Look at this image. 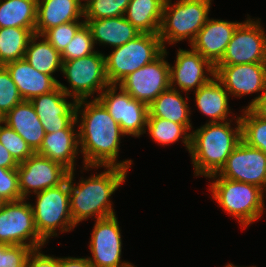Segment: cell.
I'll return each instance as SVG.
<instances>
[{"label":"cell","mask_w":266,"mask_h":267,"mask_svg":"<svg viewBox=\"0 0 266 267\" xmlns=\"http://www.w3.org/2000/svg\"><path fill=\"white\" fill-rule=\"evenodd\" d=\"M76 121L84 171L103 166L131 170L132 160L118 161L121 136L126 135L98 99L77 101Z\"/></svg>","instance_id":"cell-1"},{"label":"cell","mask_w":266,"mask_h":267,"mask_svg":"<svg viewBox=\"0 0 266 267\" xmlns=\"http://www.w3.org/2000/svg\"><path fill=\"white\" fill-rule=\"evenodd\" d=\"M103 168L99 174L81 176L77 184L73 182L75 171L69 172V204L75 226L89 218L99 220L116 215L111 196L125 183L128 170L117 166Z\"/></svg>","instance_id":"cell-2"},{"label":"cell","mask_w":266,"mask_h":267,"mask_svg":"<svg viewBox=\"0 0 266 267\" xmlns=\"http://www.w3.org/2000/svg\"><path fill=\"white\" fill-rule=\"evenodd\" d=\"M224 122H206L192 129L189 155L194 167V175L208 178L217 174L225 165L226 160L242 141L240 117Z\"/></svg>","instance_id":"cell-3"},{"label":"cell","mask_w":266,"mask_h":267,"mask_svg":"<svg viewBox=\"0 0 266 267\" xmlns=\"http://www.w3.org/2000/svg\"><path fill=\"white\" fill-rule=\"evenodd\" d=\"M212 199L230 216L238 220L242 229L261 218L265 209L264 194L259 186L226 179L208 177Z\"/></svg>","instance_id":"cell-4"},{"label":"cell","mask_w":266,"mask_h":267,"mask_svg":"<svg viewBox=\"0 0 266 267\" xmlns=\"http://www.w3.org/2000/svg\"><path fill=\"white\" fill-rule=\"evenodd\" d=\"M213 0H166L159 37L164 49L166 44L188 40L191 44L209 18Z\"/></svg>","instance_id":"cell-5"},{"label":"cell","mask_w":266,"mask_h":267,"mask_svg":"<svg viewBox=\"0 0 266 267\" xmlns=\"http://www.w3.org/2000/svg\"><path fill=\"white\" fill-rule=\"evenodd\" d=\"M111 50L104 54L106 76L110 84L118 85L126 76L157 59L165 49L159 34L141 33Z\"/></svg>","instance_id":"cell-6"},{"label":"cell","mask_w":266,"mask_h":267,"mask_svg":"<svg viewBox=\"0 0 266 267\" xmlns=\"http://www.w3.org/2000/svg\"><path fill=\"white\" fill-rule=\"evenodd\" d=\"M35 195V204H31L35 226L46 242L60 233L74 230L76 226L69 204V175L61 185L48 188ZM57 231H60L59 234Z\"/></svg>","instance_id":"cell-7"},{"label":"cell","mask_w":266,"mask_h":267,"mask_svg":"<svg viewBox=\"0 0 266 267\" xmlns=\"http://www.w3.org/2000/svg\"><path fill=\"white\" fill-rule=\"evenodd\" d=\"M61 73L66 77L69 87L58 81L59 87L76 101L97 99L110 85L105 70L104 54L95 53L68 61H63ZM97 93V96H94Z\"/></svg>","instance_id":"cell-8"},{"label":"cell","mask_w":266,"mask_h":267,"mask_svg":"<svg viewBox=\"0 0 266 267\" xmlns=\"http://www.w3.org/2000/svg\"><path fill=\"white\" fill-rule=\"evenodd\" d=\"M46 242L38 233L30 201H8L0 208V244L23 245L33 250Z\"/></svg>","instance_id":"cell-9"},{"label":"cell","mask_w":266,"mask_h":267,"mask_svg":"<svg viewBox=\"0 0 266 267\" xmlns=\"http://www.w3.org/2000/svg\"><path fill=\"white\" fill-rule=\"evenodd\" d=\"M97 99L120 125L126 136L140 138L145 134L149 115L148 105L136 100L120 86L114 84L107 86Z\"/></svg>","instance_id":"cell-10"},{"label":"cell","mask_w":266,"mask_h":267,"mask_svg":"<svg viewBox=\"0 0 266 267\" xmlns=\"http://www.w3.org/2000/svg\"><path fill=\"white\" fill-rule=\"evenodd\" d=\"M235 30L222 59L216 65L266 63V32L261 19L247 15Z\"/></svg>","instance_id":"cell-11"},{"label":"cell","mask_w":266,"mask_h":267,"mask_svg":"<svg viewBox=\"0 0 266 267\" xmlns=\"http://www.w3.org/2000/svg\"><path fill=\"white\" fill-rule=\"evenodd\" d=\"M167 53L165 49L157 59L126 76L118 86L149 106L160 93L170 88Z\"/></svg>","instance_id":"cell-12"},{"label":"cell","mask_w":266,"mask_h":267,"mask_svg":"<svg viewBox=\"0 0 266 267\" xmlns=\"http://www.w3.org/2000/svg\"><path fill=\"white\" fill-rule=\"evenodd\" d=\"M69 172L60 163L34 153L17 167L22 198L29 201L31 194L61 185L67 180Z\"/></svg>","instance_id":"cell-13"},{"label":"cell","mask_w":266,"mask_h":267,"mask_svg":"<svg viewBox=\"0 0 266 267\" xmlns=\"http://www.w3.org/2000/svg\"><path fill=\"white\" fill-rule=\"evenodd\" d=\"M122 235L116 215L95 220L89 241L94 267H129L132 263L122 261Z\"/></svg>","instance_id":"cell-14"},{"label":"cell","mask_w":266,"mask_h":267,"mask_svg":"<svg viewBox=\"0 0 266 267\" xmlns=\"http://www.w3.org/2000/svg\"><path fill=\"white\" fill-rule=\"evenodd\" d=\"M215 78L234 98L257 93L244 107L250 108L266 89V63L215 65Z\"/></svg>","instance_id":"cell-15"},{"label":"cell","mask_w":266,"mask_h":267,"mask_svg":"<svg viewBox=\"0 0 266 267\" xmlns=\"http://www.w3.org/2000/svg\"><path fill=\"white\" fill-rule=\"evenodd\" d=\"M209 177H223L254 184L266 192V153L241 141L222 169Z\"/></svg>","instance_id":"cell-16"},{"label":"cell","mask_w":266,"mask_h":267,"mask_svg":"<svg viewBox=\"0 0 266 267\" xmlns=\"http://www.w3.org/2000/svg\"><path fill=\"white\" fill-rule=\"evenodd\" d=\"M190 49L176 50L175 65L169 64L170 87L185 95L197 91L215 77V66L197 51Z\"/></svg>","instance_id":"cell-17"},{"label":"cell","mask_w":266,"mask_h":267,"mask_svg":"<svg viewBox=\"0 0 266 267\" xmlns=\"http://www.w3.org/2000/svg\"><path fill=\"white\" fill-rule=\"evenodd\" d=\"M68 98L58 86L55 90L30 100L46 134L78 127L77 101L72 97L71 101Z\"/></svg>","instance_id":"cell-18"},{"label":"cell","mask_w":266,"mask_h":267,"mask_svg":"<svg viewBox=\"0 0 266 267\" xmlns=\"http://www.w3.org/2000/svg\"><path fill=\"white\" fill-rule=\"evenodd\" d=\"M241 23L208 18L190 47L215 66L222 59L228 43Z\"/></svg>","instance_id":"cell-19"},{"label":"cell","mask_w":266,"mask_h":267,"mask_svg":"<svg viewBox=\"0 0 266 267\" xmlns=\"http://www.w3.org/2000/svg\"><path fill=\"white\" fill-rule=\"evenodd\" d=\"M12 80L16 84L23 100H32L34 97L55 90L58 80L33 68L25 58L5 65Z\"/></svg>","instance_id":"cell-20"},{"label":"cell","mask_w":266,"mask_h":267,"mask_svg":"<svg viewBox=\"0 0 266 267\" xmlns=\"http://www.w3.org/2000/svg\"><path fill=\"white\" fill-rule=\"evenodd\" d=\"M35 153L60 163L70 172L75 171L80 154L78 128L45 134L41 147Z\"/></svg>","instance_id":"cell-21"},{"label":"cell","mask_w":266,"mask_h":267,"mask_svg":"<svg viewBox=\"0 0 266 267\" xmlns=\"http://www.w3.org/2000/svg\"><path fill=\"white\" fill-rule=\"evenodd\" d=\"M1 120L16 131L34 152L41 147L46 133L30 101H21Z\"/></svg>","instance_id":"cell-22"},{"label":"cell","mask_w":266,"mask_h":267,"mask_svg":"<svg viewBox=\"0 0 266 267\" xmlns=\"http://www.w3.org/2000/svg\"><path fill=\"white\" fill-rule=\"evenodd\" d=\"M84 18V8L78 0H38L35 34L60 24L80 21Z\"/></svg>","instance_id":"cell-23"},{"label":"cell","mask_w":266,"mask_h":267,"mask_svg":"<svg viewBox=\"0 0 266 267\" xmlns=\"http://www.w3.org/2000/svg\"><path fill=\"white\" fill-rule=\"evenodd\" d=\"M195 106L199 111L209 117L207 122H224L236 120L229 106V94L224 86L214 77L210 82L194 92ZM232 113V115H231ZM231 116L232 119H229Z\"/></svg>","instance_id":"cell-24"},{"label":"cell","mask_w":266,"mask_h":267,"mask_svg":"<svg viewBox=\"0 0 266 267\" xmlns=\"http://www.w3.org/2000/svg\"><path fill=\"white\" fill-rule=\"evenodd\" d=\"M95 46L119 47L141 34L124 16L85 20Z\"/></svg>","instance_id":"cell-25"},{"label":"cell","mask_w":266,"mask_h":267,"mask_svg":"<svg viewBox=\"0 0 266 267\" xmlns=\"http://www.w3.org/2000/svg\"><path fill=\"white\" fill-rule=\"evenodd\" d=\"M188 96L184 97L179 90L171 87L160 93L148 106V118H163L177 124L186 125L190 130L191 107L188 105Z\"/></svg>","instance_id":"cell-26"},{"label":"cell","mask_w":266,"mask_h":267,"mask_svg":"<svg viewBox=\"0 0 266 267\" xmlns=\"http://www.w3.org/2000/svg\"><path fill=\"white\" fill-rule=\"evenodd\" d=\"M166 0H130L124 17L141 33L159 34Z\"/></svg>","instance_id":"cell-27"},{"label":"cell","mask_w":266,"mask_h":267,"mask_svg":"<svg viewBox=\"0 0 266 267\" xmlns=\"http://www.w3.org/2000/svg\"><path fill=\"white\" fill-rule=\"evenodd\" d=\"M24 58L33 68L41 73L54 77L53 74L55 72H61L63 63L61 53L43 35L34 33L31 36Z\"/></svg>","instance_id":"cell-28"},{"label":"cell","mask_w":266,"mask_h":267,"mask_svg":"<svg viewBox=\"0 0 266 267\" xmlns=\"http://www.w3.org/2000/svg\"><path fill=\"white\" fill-rule=\"evenodd\" d=\"M38 0H0V28H35Z\"/></svg>","instance_id":"cell-29"},{"label":"cell","mask_w":266,"mask_h":267,"mask_svg":"<svg viewBox=\"0 0 266 267\" xmlns=\"http://www.w3.org/2000/svg\"><path fill=\"white\" fill-rule=\"evenodd\" d=\"M35 28H0V66L23 59Z\"/></svg>","instance_id":"cell-30"},{"label":"cell","mask_w":266,"mask_h":267,"mask_svg":"<svg viewBox=\"0 0 266 267\" xmlns=\"http://www.w3.org/2000/svg\"><path fill=\"white\" fill-rule=\"evenodd\" d=\"M147 131L152 140L161 146H169L181 139L189 153L191 130L186 125L163 118H148L145 133Z\"/></svg>","instance_id":"cell-31"},{"label":"cell","mask_w":266,"mask_h":267,"mask_svg":"<svg viewBox=\"0 0 266 267\" xmlns=\"http://www.w3.org/2000/svg\"><path fill=\"white\" fill-rule=\"evenodd\" d=\"M240 112L242 141L266 153V119L256 115L250 108H243Z\"/></svg>","instance_id":"cell-32"},{"label":"cell","mask_w":266,"mask_h":267,"mask_svg":"<svg viewBox=\"0 0 266 267\" xmlns=\"http://www.w3.org/2000/svg\"><path fill=\"white\" fill-rule=\"evenodd\" d=\"M130 0H93L84 7V20L124 16Z\"/></svg>","instance_id":"cell-33"},{"label":"cell","mask_w":266,"mask_h":267,"mask_svg":"<svg viewBox=\"0 0 266 267\" xmlns=\"http://www.w3.org/2000/svg\"><path fill=\"white\" fill-rule=\"evenodd\" d=\"M94 47L91 31L85 23L61 53L62 61L89 56L97 51Z\"/></svg>","instance_id":"cell-34"},{"label":"cell","mask_w":266,"mask_h":267,"mask_svg":"<svg viewBox=\"0 0 266 267\" xmlns=\"http://www.w3.org/2000/svg\"><path fill=\"white\" fill-rule=\"evenodd\" d=\"M0 143L9 151L18 163L25 161L35 153L24 139L1 119Z\"/></svg>","instance_id":"cell-35"},{"label":"cell","mask_w":266,"mask_h":267,"mask_svg":"<svg viewBox=\"0 0 266 267\" xmlns=\"http://www.w3.org/2000/svg\"><path fill=\"white\" fill-rule=\"evenodd\" d=\"M23 101L19 90L5 66H0V119Z\"/></svg>","instance_id":"cell-36"},{"label":"cell","mask_w":266,"mask_h":267,"mask_svg":"<svg viewBox=\"0 0 266 267\" xmlns=\"http://www.w3.org/2000/svg\"><path fill=\"white\" fill-rule=\"evenodd\" d=\"M84 24V19L60 24L46 30L42 35L58 52L62 53Z\"/></svg>","instance_id":"cell-37"},{"label":"cell","mask_w":266,"mask_h":267,"mask_svg":"<svg viewBox=\"0 0 266 267\" xmlns=\"http://www.w3.org/2000/svg\"><path fill=\"white\" fill-rule=\"evenodd\" d=\"M32 250L23 245L0 244V267H27Z\"/></svg>","instance_id":"cell-38"},{"label":"cell","mask_w":266,"mask_h":267,"mask_svg":"<svg viewBox=\"0 0 266 267\" xmlns=\"http://www.w3.org/2000/svg\"><path fill=\"white\" fill-rule=\"evenodd\" d=\"M0 196L5 202L23 199L19 189L17 169L0 167Z\"/></svg>","instance_id":"cell-39"},{"label":"cell","mask_w":266,"mask_h":267,"mask_svg":"<svg viewBox=\"0 0 266 267\" xmlns=\"http://www.w3.org/2000/svg\"><path fill=\"white\" fill-rule=\"evenodd\" d=\"M41 249L32 250L28 256L27 267H59V258L45 255Z\"/></svg>","instance_id":"cell-40"},{"label":"cell","mask_w":266,"mask_h":267,"mask_svg":"<svg viewBox=\"0 0 266 267\" xmlns=\"http://www.w3.org/2000/svg\"><path fill=\"white\" fill-rule=\"evenodd\" d=\"M59 267H94L87 257H59Z\"/></svg>","instance_id":"cell-41"},{"label":"cell","mask_w":266,"mask_h":267,"mask_svg":"<svg viewBox=\"0 0 266 267\" xmlns=\"http://www.w3.org/2000/svg\"><path fill=\"white\" fill-rule=\"evenodd\" d=\"M19 163L13 158L8 150L0 143V167L5 169H17Z\"/></svg>","instance_id":"cell-42"},{"label":"cell","mask_w":266,"mask_h":267,"mask_svg":"<svg viewBox=\"0 0 266 267\" xmlns=\"http://www.w3.org/2000/svg\"><path fill=\"white\" fill-rule=\"evenodd\" d=\"M250 109L256 115L266 119V89L258 98V100L250 107Z\"/></svg>","instance_id":"cell-43"},{"label":"cell","mask_w":266,"mask_h":267,"mask_svg":"<svg viewBox=\"0 0 266 267\" xmlns=\"http://www.w3.org/2000/svg\"><path fill=\"white\" fill-rule=\"evenodd\" d=\"M78 1H79L80 5L84 8L85 6H87L93 0H78Z\"/></svg>","instance_id":"cell-44"},{"label":"cell","mask_w":266,"mask_h":267,"mask_svg":"<svg viewBox=\"0 0 266 267\" xmlns=\"http://www.w3.org/2000/svg\"><path fill=\"white\" fill-rule=\"evenodd\" d=\"M5 201L4 199L0 196V208L4 205Z\"/></svg>","instance_id":"cell-45"},{"label":"cell","mask_w":266,"mask_h":267,"mask_svg":"<svg viewBox=\"0 0 266 267\" xmlns=\"http://www.w3.org/2000/svg\"><path fill=\"white\" fill-rule=\"evenodd\" d=\"M224 267H238V265H233L232 263H227V265H225Z\"/></svg>","instance_id":"cell-46"}]
</instances>
